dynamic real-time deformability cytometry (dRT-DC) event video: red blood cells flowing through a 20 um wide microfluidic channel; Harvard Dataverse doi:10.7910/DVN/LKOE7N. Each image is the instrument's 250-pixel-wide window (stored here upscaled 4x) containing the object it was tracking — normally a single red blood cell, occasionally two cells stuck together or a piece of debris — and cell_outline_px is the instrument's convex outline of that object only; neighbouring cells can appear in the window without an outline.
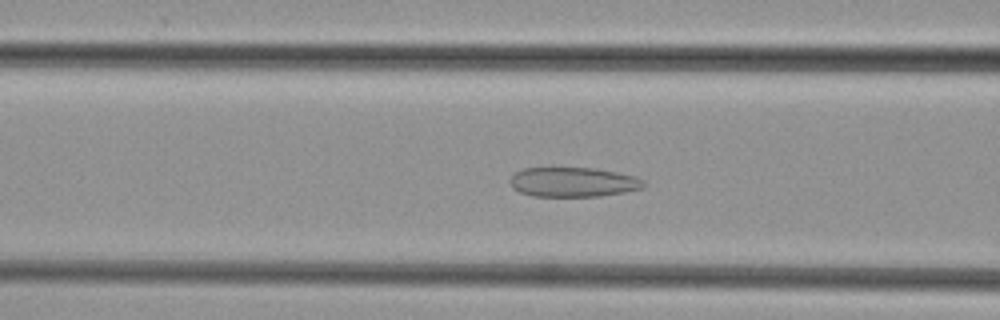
{"species": "common noctule bat (a hibernating species)", "species_latin": "Nyctalus noctula", "temperature_condition": "cold", "stored_images_in_passage": 34, "camera_frame_rate_fps": 3000, "um_per_image_px": 0.085, "animal": {"sex": "female", "body_mass_g": 29.2, "forearm_length_mm": 56.3}, "frame": {"image": 1, "passage_image": 4, "time_ms": 1.0, "image_size_px": [1000, 320], "cell_outline_px": [[644, 188], [624, 192], [600, 196], [532, 196], [520, 192], [512, 188], [508, 180], [516, 172], [524, 168], [596, 168], [636, 176], [644, 180]], "centroid_in_image_um": [48.71, 15.48], "position_along_channel_um": 117.9, "area_um2": 23.12}}
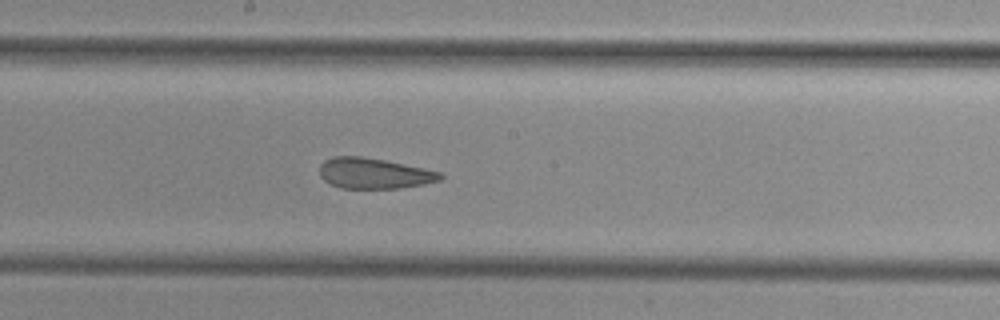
{"frame": {"image": 2, "passage_image": 11, "time_ms": 3.333, "image_size_px": [1000, 320], "cell_outline_px": [[444, 176], [440, 180], [424, 184], [400, 188], [340, 188], [324, 180], [320, 176], [320, 164], [324, 160], [332, 156], [360, 156], [384, 160], [440, 172]], "centroid_in_image_um": [31.76, 14.73], "position_along_channel_um": 216.4, "area_um2": 21.39}}
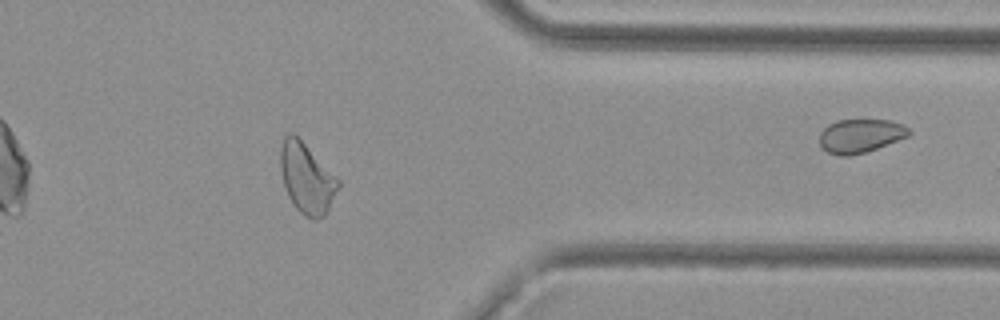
{"frame": {"image": 3, "passage_image": 24, "time_ms": 7.667, "image_size_px": [1000, 320], "cell_outline_px": [[340, 184], [324, 216], [316, 220], [312, 220], [304, 216], [292, 204], [288, 196], [284, 184], [280, 168], [280, 148], [284, 136], [288, 132], [292, 132], [340, 180]], "centroid_in_image_um": [26.04, 15.17], "position_along_channel_um": 385.4, "area_um2": 23.35}}